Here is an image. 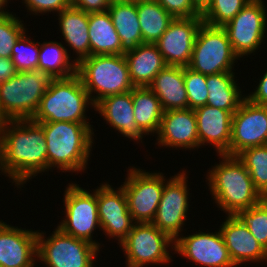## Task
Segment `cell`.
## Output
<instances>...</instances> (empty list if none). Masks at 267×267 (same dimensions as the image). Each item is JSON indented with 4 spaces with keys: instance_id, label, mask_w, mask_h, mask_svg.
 Here are the masks:
<instances>
[{
    "instance_id": "1",
    "label": "cell",
    "mask_w": 267,
    "mask_h": 267,
    "mask_svg": "<svg viewBox=\"0 0 267 267\" xmlns=\"http://www.w3.org/2000/svg\"><path fill=\"white\" fill-rule=\"evenodd\" d=\"M0 167L17 187L48 170L46 138L39 123L31 119L0 122Z\"/></svg>"
},
{
    "instance_id": "2",
    "label": "cell",
    "mask_w": 267,
    "mask_h": 267,
    "mask_svg": "<svg viewBox=\"0 0 267 267\" xmlns=\"http://www.w3.org/2000/svg\"><path fill=\"white\" fill-rule=\"evenodd\" d=\"M39 124L43 127L46 138L48 170L56 166L62 172H81L87 168L94 134L90 123Z\"/></svg>"
},
{
    "instance_id": "3",
    "label": "cell",
    "mask_w": 267,
    "mask_h": 267,
    "mask_svg": "<svg viewBox=\"0 0 267 267\" xmlns=\"http://www.w3.org/2000/svg\"><path fill=\"white\" fill-rule=\"evenodd\" d=\"M220 158L222 161L207 175L209 189L218 207L228 215H235L259 203L263 197L238 157L222 154Z\"/></svg>"
},
{
    "instance_id": "4",
    "label": "cell",
    "mask_w": 267,
    "mask_h": 267,
    "mask_svg": "<svg viewBox=\"0 0 267 267\" xmlns=\"http://www.w3.org/2000/svg\"><path fill=\"white\" fill-rule=\"evenodd\" d=\"M88 104L94 108L77 74L69 78H57L46 89L31 120L36 123H89L85 116Z\"/></svg>"
},
{
    "instance_id": "5",
    "label": "cell",
    "mask_w": 267,
    "mask_h": 267,
    "mask_svg": "<svg viewBox=\"0 0 267 267\" xmlns=\"http://www.w3.org/2000/svg\"><path fill=\"white\" fill-rule=\"evenodd\" d=\"M55 78L44 69L17 72L0 83V122L32 119L46 89Z\"/></svg>"
},
{
    "instance_id": "6",
    "label": "cell",
    "mask_w": 267,
    "mask_h": 267,
    "mask_svg": "<svg viewBox=\"0 0 267 267\" xmlns=\"http://www.w3.org/2000/svg\"><path fill=\"white\" fill-rule=\"evenodd\" d=\"M77 75L94 105L106 96L134 88L124 54L90 55L77 63ZM93 92L97 95L92 96Z\"/></svg>"
},
{
    "instance_id": "7",
    "label": "cell",
    "mask_w": 267,
    "mask_h": 267,
    "mask_svg": "<svg viewBox=\"0 0 267 267\" xmlns=\"http://www.w3.org/2000/svg\"><path fill=\"white\" fill-rule=\"evenodd\" d=\"M236 59L239 60V57L233 51L223 27L203 23L198 31L187 67L206 76L233 72L232 67Z\"/></svg>"
},
{
    "instance_id": "8",
    "label": "cell",
    "mask_w": 267,
    "mask_h": 267,
    "mask_svg": "<svg viewBox=\"0 0 267 267\" xmlns=\"http://www.w3.org/2000/svg\"><path fill=\"white\" fill-rule=\"evenodd\" d=\"M38 231L37 258L48 267H93L99 248L82 239L65 234L58 227L45 239Z\"/></svg>"
},
{
    "instance_id": "9",
    "label": "cell",
    "mask_w": 267,
    "mask_h": 267,
    "mask_svg": "<svg viewBox=\"0 0 267 267\" xmlns=\"http://www.w3.org/2000/svg\"><path fill=\"white\" fill-rule=\"evenodd\" d=\"M172 244V246H171ZM175 241L152 223H135L120 243L125 252L127 267H143L150 263L165 264L171 260L168 247Z\"/></svg>"
},
{
    "instance_id": "10",
    "label": "cell",
    "mask_w": 267,
    "mask_h": 267,
    "mask_svg": "<svg viewBox=\"0 0 267 267\" xmlns=\"http://www.w3.org/2000/svg\"><path fill=\"white\" fill-rule=\"evenodd\" d=\"M141 170L130 168L121 186L134 223H151L156 215L166 179L162 173Z\"/></svg>"
},
{
    "instance_id": "11",
    "label": "cell",
    "mask_w": 267,
    "mask_h": 267,
    "mask_svg": "<svg viewBox=\"0 0 267 267\" xmlns=\"http://www.w3.org/2000/svg\"><path fill=\"white\" fill-rule=\"evenodd\" d=\"M65 217L57 226L65 234L86 240L96 247L101 245L92 240L96 227L101 228L98 218L97 189L89 193L77 184L67 186L64 193Z\"/></svg>"
},
{
    "instance_id": "12",
    "label": "cell",
    "mask_w": 267,
    "mask_h": 267,
    "mask_svg": "<svg viewBox=\"0 0 267 267\" xmlns=\"http://www.w3.org/2000/svg\"><path fill=\"white\" fill-rule=\"evenodd\" d=\"M265 9L262 0H249L243 9L223 26L233 51L239 58L260 48L267 26Z\"/></svg>"
},
{
    "instance_id": "13",
    "label": "cell",
    "mask_w": 267,
    "mask_h": 267,
    "mask_svg": "<svg viewBox=\"0 0 267 267\" xmlns=\"http://www.w3.org/2000/svg\"><path fill=\"white\" fill-rule=\"evenodd\" d=\"M267 144V107L245 97L233 114L229 156H237L247 148Z\"/></svg>"
},
{
    "instance_id": "14",
    "label": "cell",
    "mask_w": 267,
    "mask_h": 267,
    "mask_svg": "<svg viewBox=\"0 0 267 267\" xmlns=\"http://www.w3.org/2000/svg\"><path fill=\"white\" fill-rule=\"evenodd\" d=\"M187 176L183 170L168 179L156 215L151 222L159 230L168 234L174 241L180 236L189 207Z\"/></svg>"
},
{
    "instance_id": "15",
    "label": "cell",
    "mask_w": 267,
    "mask_h": 267,
    "mask_svg": "<svg viewBox=\"0 0 267 267\" xmlns=\"http://www.w3.org/2000/svg\"><path fill=\"white\" fill-rule=\"evenodd\" d=\"M202 17L174 18L155 43L166 65L187 67L193 46L203 24Z\"/></svg>"
},
{
    "instance_id": "16",
    "label": "cell",
    "mask_w": 267,
    "mask_h": 267,
    "mask_svg": "<svg viewBox=\"0 0 267 267\" xmlns=\"http://www.w3.org/2000/svg\"><path fill=\"white\" fill-rule=\"evenodd\" d=\"M98 218L103 232L121 243L135 223L128 210L125 191L121 186L114 190L108 183L97 189Z\"/></svg>"
},
{
    "instance_id": "17",
    "label": "cell",
    "mask_w": 267,
    "mask_h": 267,
    "mask_svg": "<svg viewBox=\"0 0 267 267\" xmlns=\"http://www.w3.org/2000/svg\"><path fill=\"white\" fill-rule=\"evenodd\" d=\"M174 250L184 258L206 267H236L228 253L221 231L198 232L178 237Z\"/></svg>"
},
{
    "instance_id": "18",
    "label": "cell",
    "mask_w": 267,
    "mask_h": 267,
    "mask_svg": "<svg viewBox=\"0 0 267 267\" xmlns=\"http://www.w3.org/2000/svg\"><path fill=\"white\" fill-rule=\"evenodd\" d=\"M37 235V231L23 230L0 221V267H34Z\"/></svg>"
},
{
    "instance_id": "19",
    "label": "cell",
    "mask_w": 267,
    "mask_h": 267,
    "mask_svg": "<svg viewBox=\"0 0 267 267\" xmlns=\"http://www.w3.org/2000/svg\"><path fill=\"white\" fill-rule=\"evenodd\" d=\"M157 137V142L165 147L199 148L194 109L164 111Z\"/></svg>"
},
{
    "instance_id": "20",
    "label": "cell",
    "mask_w": 267,
    "mask_h": 267,
    "mask_svg": "<svg viewBox=\"0 0 267 267\" xmlns=\"http://www.w3.org/2000/svg\"><path fill=\"white\" fill-rule=\"evenodd\" d=\"M220 231L235 266L247 261H267V250L235 215L227 216L220 226Z\"/></svg>"
},
{
    "instance_id": "21",
    "label": "cell",
    "mask_w": 267,
    "mask_h": 267,
    "mask_svg": "<svg viewBox=\"0 0 267 267\" xmlns=\"http://www.w3.org/2000/svg\"><path fill=\"white\" fill-rule=\"evenodd\" d=\"M199 146L213 144L219 155H229L231 126L234 113L209 105L196 109ZM206 143V144H205Z\"/></svg>"
},
{
    "instance_id": "22",
    "label": "cell",
    "mask_w": 267,
    "mask_h": 267,
    "mask_svg": "<svg viewBox=\"0 0 267 267\" xmlns=\"http://www.w3.org/2000/svg\"><path fill=\"white\" fill-rule=\"evenodd\" d=\"M94 108L116 131L123 136L140 141L144 136L135 122L132 91L109 95L98 101Z\"/></svg>"
},
{
    "instance_id": "23",
    "label": "cell",
    "mask_w": 267,
    "mask_h": 267,
    "mask_svg": "<svg viewBox=\"0 0 267 267\" xmlns=\"http://www.w3.org/2000/svg\"><path fill=\"white\" fill-rule=\"evenodd\" d=\"M148 87L160 100L163 111L188 108L184 67L166 65Z\"/></svg>"
},
{
    "instance_id": "24",
    "label": "cell",
    "mask_w": 267,
    "mask_h": 267,
    "mask_svg": "<svg viewBox=\"0 0 267 267\" xmlns=\"http://www.w3.org/2000/svg\"><path fill=\"white\" fill-rule=\"evenodd\" d=\"M134 87H148L166 66L155 44L143 43L124 54Z\"/></svg>"
},
{
    "instance_id": "25",
    "label": "cell",
    "mask_w": 267,
    "mask_h": 267,
    "mask_svg": "<svg viewBox=\"0 0 267 267\" xmlns=\"http://www.w3.org/2000/svg\"><path fill=\"white\" fill-rule=\"evenodd\" d=\"M58 15L64 40L77 53L78 57L74 59V62L79 63L82 59L90 56L89 13L70 5Z\"/></svg>"
},
{
    "instance_id": "26",
    "label": "cell",
    "mask_w": 267,
    "mask_h": 267,
    "mask_svg": "<svg viewBox=\"0 0 267 267\" xmlns=\"http://www.w3.org/2000/svg\"><path fill=\"white\" fill-rule=\"evenodd\" d=\"M121 40L122 54L143 44L138 20L137 2L112 0L107 9Z\"/></svg>"
},
{
    "instance_id": "27",
    "label": "cell",
    "mask_w": 267,
    "mask_h": 267,
    "mask_svg": "<svg viewBox=\"0 0 267 267\" xmlns=\"http://www.w3.org/2000/svg\"><path fill=\"white\" fill-rule=\"evenodd\" d=\"M90 55L122 54L121 40L107 11L89 13Z\"/></svg>"
},
{
    "instance_id": "28",
    "label": "cell",
    "mask_w": 267,
    "mask_h": 267,
    "mask_svg": "<svg viewBox=\"0 0 267 267\" xmlns=\"http://www.w3.org/2000/svg\"><path fill=\"white\" fill-rule=\"evenodd\" d=\"M234 79L233 72L208 75L206 80L207 105L235 113L245 97L242 96L240 87Z\"/></svg>"
},
{
    "instance_id": "29",
    "label": "cell",
    "mask_w": 267,
    "mask_h": 267,
    "mask_svg": "<svg viewBox=\"0 0 267 267\" xmlns=\"http://www.w3.org/2000/svg\"><path fill=\"white\" fill-rule=\"evenodd\" d=\"M135 122L144 133H156L163 116L160 100L149 87H134L132 90Z\"/></svg>"
},
{
    "instance_id": "30",
    "label": "cell",
    "mask_w": 267,
    "mask_h": 267,
    "mask_svg": "<svg viewBox=\"0 0 267 267\" xmlns=\"http://www.w3.org/2000/svg\"><path fill=\"white\" fill-rule=\"evenodd\" d=\"M137 13L143 43L155 44L174 19L156 0L137 1Z\"/></svg>"
},
{
    "instance_id": "31",
    "label": "cell",
    "mask_w": 267,
    "mask_h": 267,
    "mask_svg": "<svg viewBox=\"0 0 267 267\" xmlns=\"http://www.w3.org/2000/svg\"><path fill=\"white\" fill-rule=\"evenodd\" d=\"M68 50L58 42L40 43L38 68L48 71L55 79L77 74V63L70 62Z\"/></svg>"
},
{
    "instance_id": "32",
    "label": "cell",
    "mask_w": 267,
    "mask_h": 267,
    "mask_svg": "<svg viewBox=\"0 0 267 267\" xmlns=\"http://www.w3.org/2000/svg\"><path fill=\"white\" fill-rule=\"evenodd\" d=\"M237 157L249 171L256 190L267 198V144L247 148Z\"/></svg>"
},
{
    "instance_id": "33",
    "label": "cell",
    "mask_w": 267,
    "mask_h": 267,
    "mask_svg": "<svg viewBox=\"0 0 267 267\" xmlns=\"http://www.w3.org/2000/svg\"><path fill=\"white\" fill-rule=\"evenodd\" d=\"M235 216L267 250V198L249 209L238 211Z\"/></svg>"
},
{
    "instance_id": "34",
    "label": "cell",
    "mask_w": 267,
    "mask_h": 267,
    "mask_svg": "<svg viewBox=\"0 0 267 267\" xmlns=\"http://www.w3.org/2000/svg\"><path fill=\"white\" fill-rule=\"evenodd\" d=\"M249 0H212L201 13L203 22L214 27H223L240 12Z\"/></svg>"
},
{
    "instance_id": "35",
    "label": "cell",
    "mask_w": 267,
    "mask_h": 267,
    "mask_svg": "<svg viewBox=\"0 0 267 267\" xmlns=\"http://www.w3.org/2000/svg\"><path fill=\"white\" fill-rule=\"evenodd\" d=\"M39 50L40 42H33L24 32L12 48L11 59L17 71L25 72L38 68Z\"/></svg>"
},
{
    "instance_id": "36",
    "label": "cell",
    "mask_w": 267,
    "mask_h": 267,
    "mask_svg": "<svg viewBox=\"0 0 267 267\" xmlns=\"http://www.w3.org/2000/svg\"><path fill=\"white\" fill-rule=\"evenodd\" d=\"M19 20L12 13L0 15V57L11 58L14 44L25 32Z\"/></svg>"
},
{
    "instance_id": "37",
    "label": "cell",
    "mask_w": 267,
    "mask_h": 267,
    "mask_svg": "<svg viewBox=\"0 0 267 267\" xmlns=\"http://www.w3.org/2000/svg\"><path fill=\"white\" fill-rule=\"evenodd\" d=\"M207 76L184 67V84L188 97V108L196 109L207 105Z\"/></svg>"
},
{
    "instance_id": "38",
    "label": "cell",
    "mask_w": 267,
    "mask_h": 267,
    "mask_svg": "<svg viewBox=\"0 0 267 267\" xmlns=\"http://www.w3.org/2000/svg\"><path fill=\"white\" fill-rule=\"evenodd\" d=\"M174 18L201 17L191 0H156Z\"/></svg>"
},
{
    "instance_id": "39",
    "label": "cell",
    "mask_w": 267,
    "mask_h": 267,
    "mask_svg": "<svg viewBox=\"0 0 267 267\" xmlns=\"http://www.w3.org/2000/svg\"><path fill=\"white\" fill-rule=\"evenodd\" d=\"M25 6L31 13L58 12L70 6V0H24Z\"/></svg>"
},
{
    "instance_id": "40",
    "label": "cell",
    "mask_w": 267,
    "mask_h": 267,
    "mask_svg": "<svg viewBox=\"0 0 267 267\" xmlns=\"http://www.w3.org/2000/svg\"><path fill=\"white\" fill-rule=\"evenodd\" d=\"M112 0H70V5L87 13L107 11Z\"/></svg>"
},
{
    "instance_id": "41",
    "label": "cell",
    "mask_w": 267,
    "mask_h": 267,
    "mask_svg": "<svg viewBox=\"0 0 267 267\" xmlns=\"http://www.w3.org/2000/svg\"><path fill=\"white\" fill-rule=\"evenodd\" d=\"M251 102L267 107V71L259 81L258 87L252 94L245 96Z\"/></svg>"
},
{
    "instance_id": "42",
    "label": "cell",
    "mask_w": 267,
    "mask_h": 267,
    "mask_svg": "<svg viewBox=\"0 0 267 267\" xmlns=\"http://www.w3.org/2000/svg\"><path fill=\"white\" fill-rule=\"evenodd\" d=\"M11 58L0 57V83L6 82L17 74Z\"/></svg>"
},
{
    "instance_id": "43",
    "label": "cell",
    "mask_w": 267,
    "mask_h": 267,
    "mask_svg": "<svg viewBox=\"0 0 267 267\" xmlns=\"http://www.w3.org/2000/svg\"><path fill=\"white\" fill-rule=\"evenodd\" d=\"M193 5L202 13L212 0H191Z\"/></svg>"
},
{
    "instance_id": "44",
    "label": "cell",
    "mask_w": 267,
    "mask_h": 267,
    "mask_svg": "<svg viewBox=\"0 0 267 267\" xmlns=\"http://www.w3.org/2000/svg\"><path fill=\"white\" fill-rule=\"evenodd\" d=\"M9 0H0V15H5V14H8L10 12H7V11H4V8L5 5L7 6V3H8Z\"/></svg>"
},
{
    "instance_id": "45",
    "label": "cell",
    "mask_w": 267,
    "mask_h": 267,
    "mask_svg": "<svg viewBox=\"0 0 267 267\" xmlns=\"http://www.w3.org/2000/svg\"><path fill=\"white\" fill-rule=\"evenodd\" d=\"M120 1H130V2H137V1H142V0H120Z\"/></svg>"
}]
</instances>
